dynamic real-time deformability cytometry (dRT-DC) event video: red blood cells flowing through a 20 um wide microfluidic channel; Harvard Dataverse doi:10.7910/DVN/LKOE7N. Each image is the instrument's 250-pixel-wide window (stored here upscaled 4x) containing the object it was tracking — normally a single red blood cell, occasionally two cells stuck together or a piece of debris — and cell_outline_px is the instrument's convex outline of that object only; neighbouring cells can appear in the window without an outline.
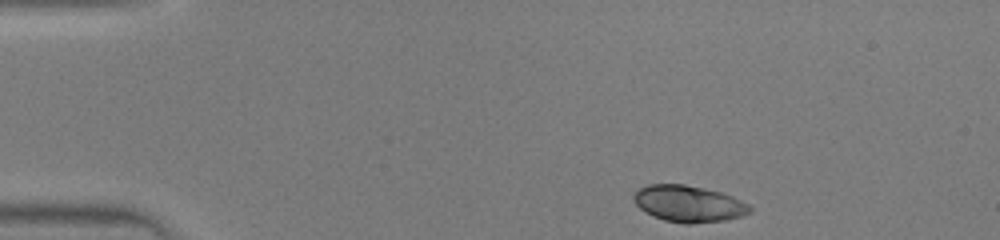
{"species": "human", "species_latin": "Homo sapiens", "temperature_condition": "warm", "stored_images_in_passage": 38, "camera_frame_rate_fps": 3000, "um_per_image_px": 0.085, "donor": {"sex": "male"}, "frame": {"image": 1, "passage_image": 1, "time_ms": 0.0, "image_size_px": [1000, 240], "cell_outline_px": [[752, 212], [744, 216], [724, 220], [692, 224], [684, 224], [664, 220], [640, 208], [632, 200], [632, 196], [636, 188], [648, 184], [684, 184], [704, 188], [720, 192], [732, 196], [748, 204], [752, 208]], "centroid_in_image_um": [58.53, 17.31], "position_along_channel_um": 26.5, "area_um2": 24.85}}
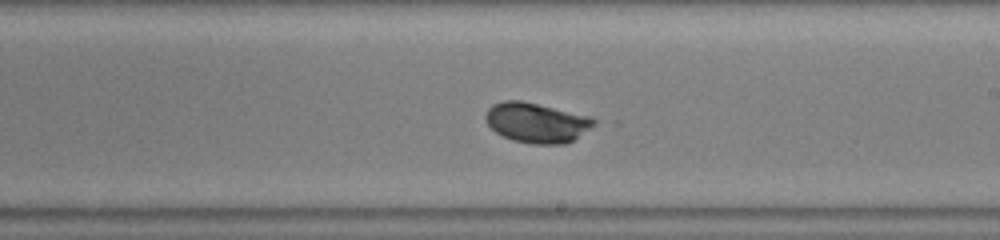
{"frame": {"image": 2, "passage_image": 20, "time_ms": 6.333, "image_size_px": [1000, 240], "cell_outline_px": [[600, 120], [596, 124], [572, 140], [564, 144], [532, 144], [512, 140], [496, 132], [488, 124], [484, 116], [488, 108], [492, 104], [504, 100], [520, 100], [592, 116]], "centroid_in_image_um": [45.63, 10.41], "position_along_channel_um": 243.4, "area_um2": 25.32}}
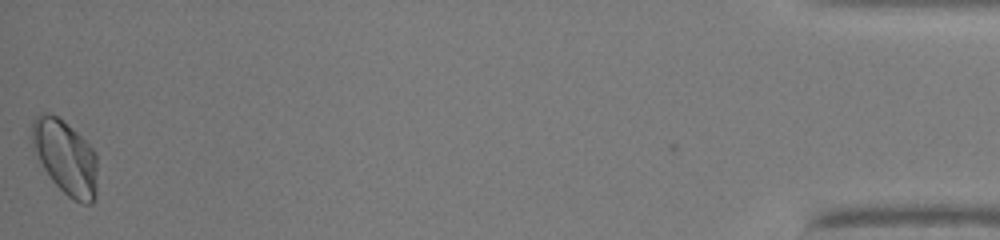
{"frame": {"image": 3, "passage_image": 38, "time_ms": 12.333, "image_size_px": [1000, 240], "cell_outline_px": [[96, 196], [92, 204], [84, 204], [72, 200], [52, 180], [44, 168], [32, 148], [28, 136], [32, 120], [36, 116], [44, 112], [52, 112], [76, 132], [96, 152]], "centroid_in_image_um": [5.51, 13.34], "position_along_channel_um": 429.7, "area_um2": 28.55}}